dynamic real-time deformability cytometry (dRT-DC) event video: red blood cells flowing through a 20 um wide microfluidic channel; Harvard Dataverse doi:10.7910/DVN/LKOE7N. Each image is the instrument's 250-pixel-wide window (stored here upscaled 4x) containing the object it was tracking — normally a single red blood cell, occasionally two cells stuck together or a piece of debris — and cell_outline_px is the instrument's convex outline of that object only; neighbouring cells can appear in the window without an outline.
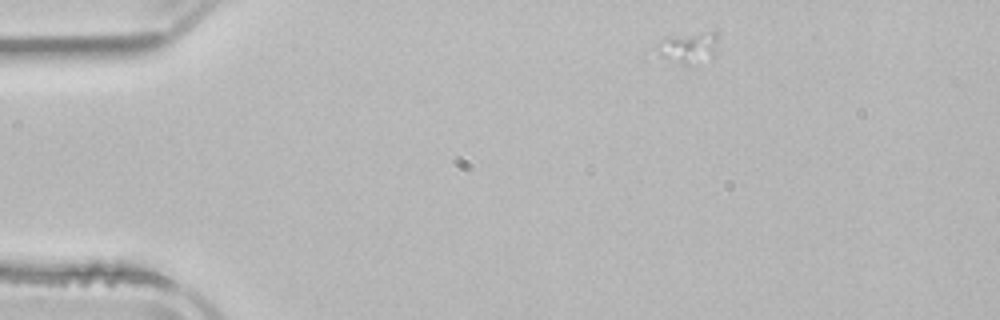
{"species": "common noctule bat (a hibernating species)", "species_latin": "Nyctalus noctula", "temperature_condition": "room temperature", "stored_images_in_passage": 3, "camera_frame_rate_fps": 3000, "um_per_image_px": 0.085, "animal": {"sex": "male", "body_mass_g": 21.5, "forearm_length_mm": 52.0}, "frame": {"image": 1, "passage_image": 1, "time_ms": 0.0, "image_size_px": [1000, 320], "cell_outline_px": [[716, 40], [712, 56], [688, 64], [680, 64], [644, 60], [640, 56], [644, 52], [660, 40], [668, 36], [700, 32], [716, 32]], "centroid_in_image_um": [58.0, 4.12], "position_along_channel_um": 27.0, "area_um2": 12.66}}